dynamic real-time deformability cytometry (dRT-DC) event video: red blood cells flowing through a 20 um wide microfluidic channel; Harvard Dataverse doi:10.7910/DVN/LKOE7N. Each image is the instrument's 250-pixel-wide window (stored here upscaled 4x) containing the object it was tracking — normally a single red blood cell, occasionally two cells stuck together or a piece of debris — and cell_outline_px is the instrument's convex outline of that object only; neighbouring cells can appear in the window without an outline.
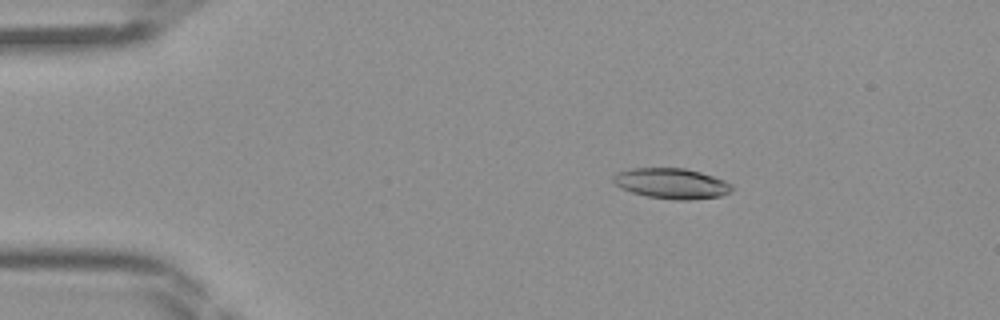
{"species": "Egyptian fruit bat (a non-hibernating species)", "species_latin": "Rousettus aegyptiacus", "temperature_condition": "room temperature", "stored_images_in_passage": 45, "camera_frame_rate_fps": 3000, "um_per_image_px": 0.085, "frame": {"image": 1, "passage_image": 8, "time_ms": 2.333, "image_size_px": [1000, 320], "cell_outline_px": [[732, 188], [728, 192], [720, 196], [692, 200], [676, 200], [648, 196], [632, 192], [620, 188], [612, 180], [612, 176], [616, 172], [632, 168], [684, 168], [700, 172], [724, 180], [732, 184]], "centroid_in_image_um": [57.05, 15.59], "position_along_channel_um": 27.9, "area_um2": 20.98}}
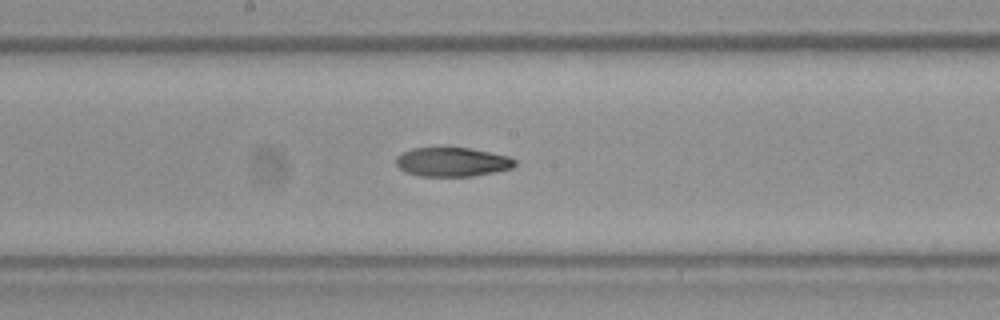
{"frame": {"image": 2, "passage_image": 24, "time_ms": 7.667, "image_size_px": [1000, 320], "cell_outline_px": [[516, 164], [512, 168], [496, 172], [472, 176], [420, 176], [404, 172], [396, 164], [396, 156], [412, 148], [468, 148], [508, 156], [516, 160]], "centroid_in_image_um": [38.43, 13.78], "position_along_channel_um": 209.8, "area_um2": 20.06}}
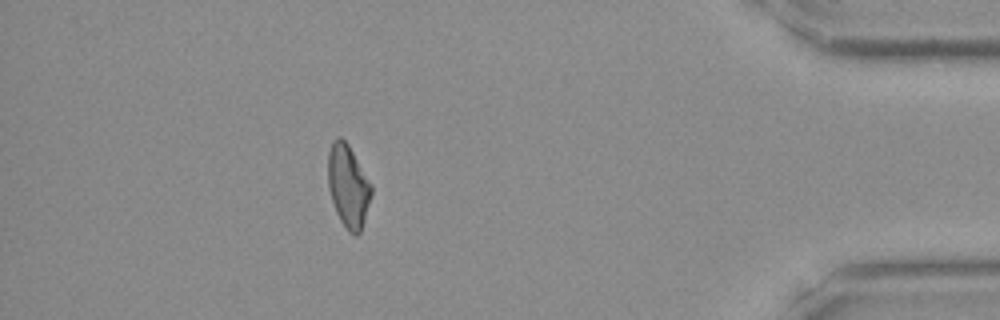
{"frame": {"image": 3, "passage_image": 40, "time_ms": 13.0, "image_size_px": [1000, 320], "cell_outline_px": [[372, 192], [364, 220], [360, 232], [356, 236], [348, 232], [340, 220], [336, 212], [328, 188], [328, 152], [332, 140], [336, 136], [340, 136], [348, 144], [372, 184]], "centroid_in_image_um": [29.58, 15.79], "position_along_channel_um": 405.6, "area_um2": 20.92}}